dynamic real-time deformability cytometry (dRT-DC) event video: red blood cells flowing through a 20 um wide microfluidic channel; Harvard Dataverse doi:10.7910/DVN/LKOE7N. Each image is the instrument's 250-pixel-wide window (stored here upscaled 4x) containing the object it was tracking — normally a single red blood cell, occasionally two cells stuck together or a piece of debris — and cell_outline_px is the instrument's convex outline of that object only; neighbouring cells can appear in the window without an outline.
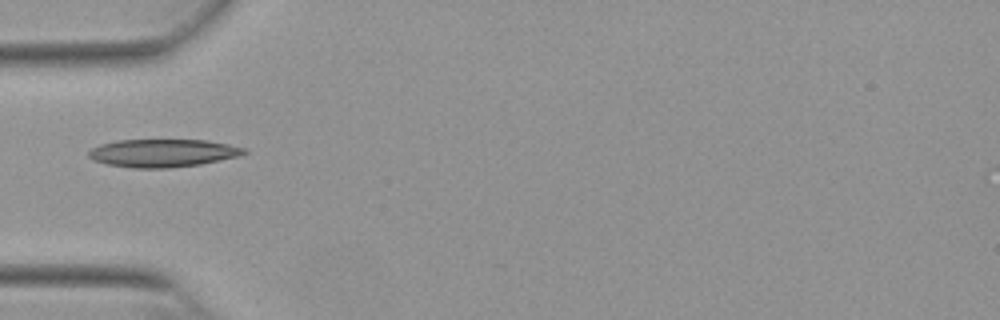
{"species": "Egyptian fruit bat (a non-hibernating species)", "species_latin": "Rousettus aegyptiacus", "temperature_condition": "warm", "stored_images_in_passage": 18, "camera_frame_rate_fps": 3000, "um_per_image_px": 0.085, "animal": {"sex": "female"}, "frame": {"image": 1, "passage_image": 1, "time_ms": 0.0, "image_size_px": [1000, 320], "cell_outline_px": [[248, 152], [240, 156], [200, 164], [168, 168], [132, 168], [108, 164], [92, 160], [88, 156], [88, 152], [92, 148], [100, 144], [116, 140], [208, 140], [248, 148]], "centroid_in_image_um": [13.86, 13.0], "position_along_channel_um": 71.1, "area_um2": 25.43}}